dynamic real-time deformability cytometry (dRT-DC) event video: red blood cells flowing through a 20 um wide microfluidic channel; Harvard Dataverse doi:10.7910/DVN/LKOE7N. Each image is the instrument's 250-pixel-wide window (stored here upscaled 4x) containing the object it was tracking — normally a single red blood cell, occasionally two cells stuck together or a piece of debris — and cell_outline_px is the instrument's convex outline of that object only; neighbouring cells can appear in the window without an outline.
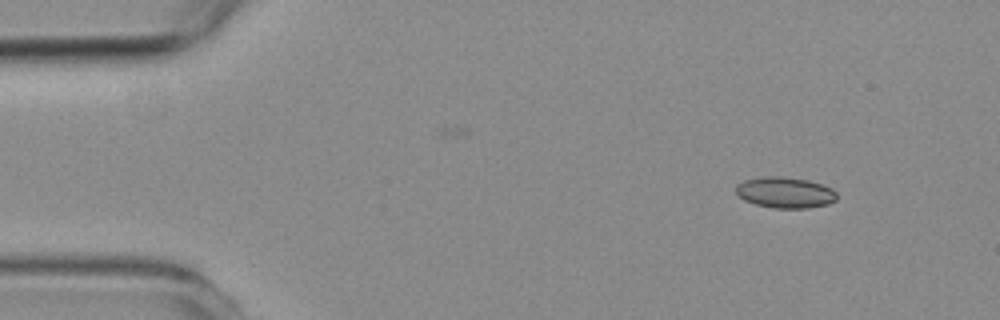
{"species": "common noctule bat (a hibernating species)", "species_latin": "Nyctalus noctula", "temperature_condition": "room temperature", "stored_images_in_passage": 7, "camera_frame_rate_fps": 3000, "um_per_image_px": 0.085, "animal": {"sex": "female", "body_mass_g": 19.3, "forearm_length_mm": 54.1}, "frame": {"image": 1, "passage_image": 1, "time_ms": 0.0, "image_size_px": [1000, 320], "cell_outline_px": [[836, 200], [828, 204], [808, 208], [772, 208], [756, 204], [744, 200], [736, 192], [736, 184], [744, 180], [764, 176], [780, 176], [808, 180], [832, 188], [836, 192]], "centroid_in_image_um": [66.73, 16.36], "position_along_channel_um": 18.3, "area_um2": 18.21}}
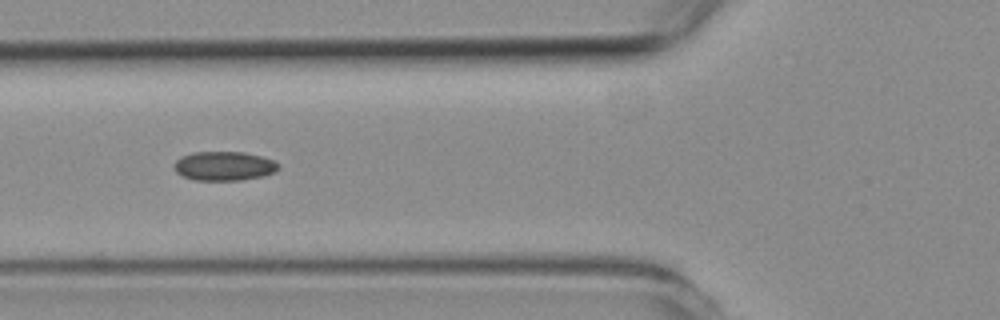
{"frame": {"image": 2, "passage_image": 5, "time_ms": 4.667, "image_size_px": [1000, 320], "cell_outline_px": [[280, 168], [276, 172], [264, 176], [240, 180], [196, 180], [184, 176], [176, 172], [172, 168], [172, 164], [180, 156], [192, 152], [244, 152], [260, 156], [272, 160], [280, 164]], "centroid_in_image_um": [19.03, 14.11], "position_along_channel_um": 106.8, "area_um2": 17.92}}
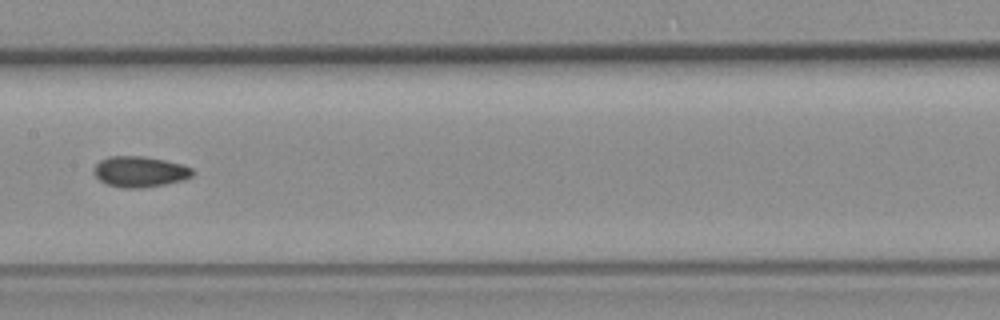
{"frame": {"image": 3, "passage_image": 7, "time_ms": 7.0, "image_size_px": [1000, 320], "cell_outline_px": [[196, 172], [192, 176], [184, 180], [144, 188], [124, 188], [108, 184], [100, 180], [92, 172], [92, 168], [100, 160], [108, 156], [144, 156], [184, 164], [192, 168]], "centroid_in_image_um": [11.9, 14.58], "position_along_channel_um": 195.5, "area_um2": 17.92}}